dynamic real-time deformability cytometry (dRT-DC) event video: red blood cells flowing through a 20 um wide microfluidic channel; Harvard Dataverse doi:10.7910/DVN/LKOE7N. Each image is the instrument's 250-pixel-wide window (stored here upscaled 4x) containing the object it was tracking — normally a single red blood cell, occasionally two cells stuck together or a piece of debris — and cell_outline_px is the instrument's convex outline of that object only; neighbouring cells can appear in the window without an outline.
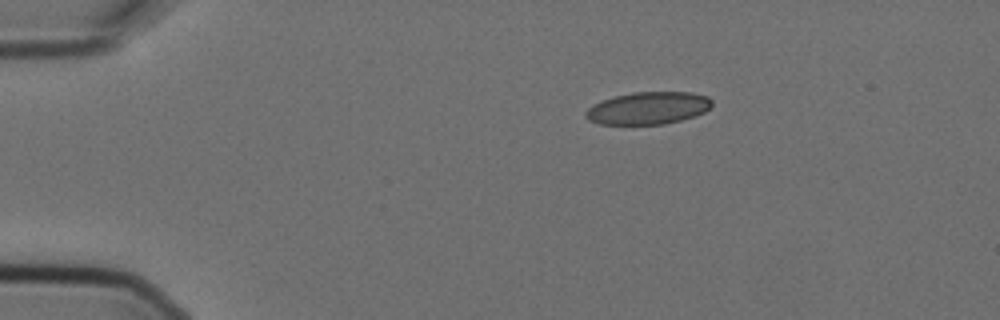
{"species": "Egyptian fruit bat (a non-hibernating species)", "species_latin": "Rousettus aegyptiacus", "temperature_condition": "cold", "stored_images_in_passage": 3, "camera_frame_rate_fps": 3000, "um_per_image_px": 0.085, "animal": {"sex": "female"}, "frame": {"image": 1, "passage_image": 1, "time_ms": 0.0, "image_size_px": [1000, 320], "cell_outline_px": [[712, 104], [704, 112], [696, 116], [664, 124], [600, 124], [588, 120], [584, 116], [584, 112], [592, 104], [616, 96], [632, 92], [692, 92], [708, 96], [712, 100]], "centroid_in_image_um": [55.09, 9.19], "position_along_channel_um": 29.9, "area_um2": 23.87}}